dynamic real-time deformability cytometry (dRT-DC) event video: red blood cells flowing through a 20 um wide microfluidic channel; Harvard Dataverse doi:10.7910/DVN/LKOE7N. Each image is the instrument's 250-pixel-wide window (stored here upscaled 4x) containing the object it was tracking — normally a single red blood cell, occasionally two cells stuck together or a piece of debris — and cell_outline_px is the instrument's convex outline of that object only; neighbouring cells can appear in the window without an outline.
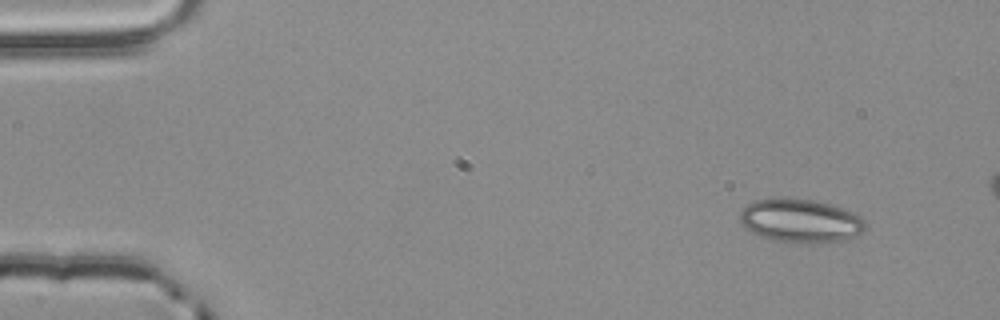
{"species": "common noctule bat (a hibernating species)", "species_latin": "Nyctalus noctula", "temperature_condition": "room temperature", "stored_images_in_passage": 3, "camera_frame_rate_fps": 3000, "um_per_image_px": 0.085, "animal": {"sex": "male", "body_mass_g": 20.4}, "frame": {"image": 1, "passage_image": 1, "time_ms": 0.0, "image_size_px": [1000, 320], "cell_outline_px": [[868, 224], [860, 232], [848, 240], [772, 240], [752, 232], [740, 220], [740, 212], [748, 204], [756, 200], [780, 196], [784, 196], [812, 200], [828, 204], [852, 212], [860, 216]], "centroid_in_image_um": [68.02, 18.69], "position_along_channel_um": 17.0, "area_um2": 30.87}}